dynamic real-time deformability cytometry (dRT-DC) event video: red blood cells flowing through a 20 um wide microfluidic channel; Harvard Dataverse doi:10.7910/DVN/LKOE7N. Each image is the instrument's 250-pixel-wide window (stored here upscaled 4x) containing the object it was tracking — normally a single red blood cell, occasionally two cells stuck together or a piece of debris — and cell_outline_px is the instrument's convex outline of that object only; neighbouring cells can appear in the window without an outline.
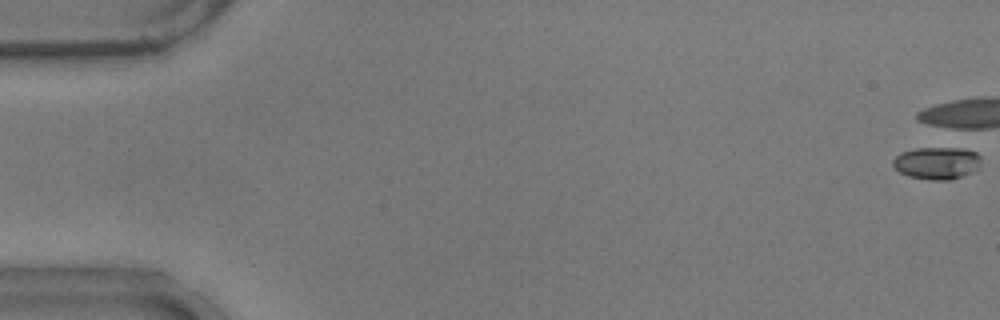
{"species": "common noctule bat (a hibernating species)", "species_latin": "Nyctalus noctula", "temperature_condition": "warm", "stored_images_in_passage": 4, "camera_frame_rate_fps": 3000, "um_per_image_px": 0.085, "animal": {"sex": "male", "body_mass_g": 17.9}, "frame": {"image": 1, "passage_image": 1, "time_ms": 0.0, "image_size_px": [1000, 320], "cell_outline_px": [[980, 168], [972, 172], [952, 180], [932, 180], [908, 176], [900, 172], [892, 164], [892, 160], [900, 152], [916, 148], [952, 144], [956, 144], [976, 152], [980, 156]], "centroid_in_image_um": [79.69, 13.79], "position_along_channel_um": 5.3, "area_um2": 17.57}}